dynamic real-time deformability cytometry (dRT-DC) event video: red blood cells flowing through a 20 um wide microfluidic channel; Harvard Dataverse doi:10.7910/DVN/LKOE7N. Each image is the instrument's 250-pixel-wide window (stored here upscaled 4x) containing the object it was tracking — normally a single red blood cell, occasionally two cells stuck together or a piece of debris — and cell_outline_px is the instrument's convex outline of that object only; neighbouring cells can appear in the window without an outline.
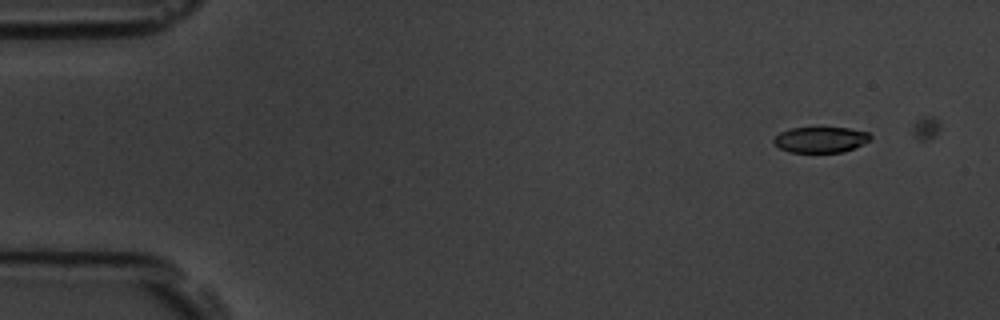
{"species": "common noctule bat (a hibernating species)", "species_latin": "Nyctalus noctula", "temperature_condition": "room temperature", "stored_images_in_passage": 8, "camera_frame_rate_fps": 3000, "um_per_image_px": 0.085, "animal": {"sex": "male", "body_mass_g": 19.5, "forearm_length_mm": 54.6}, "frame": {"image": 1, "passage_image": 1, "time_ms": 0.0, "image_size_px": [1000, 320], "cell_outline_px": [[872, 140], [864, 144], [844, 152], [788, 152], [780, 148], [772, 140], [780, 132], [792, 128], [848, 128], [868, 132], [872, 136]], "centroid_in_image_um": [69.8, 11.88], "position_along_channel_um": 15.2, "area_um2": 14.51}}
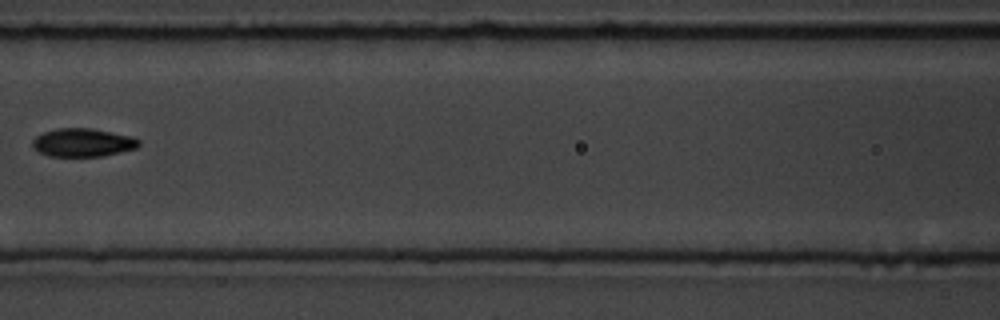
{"frame": {"image": 2, "passage_image": 7, "time_ms": 6.667, "image_size_px": [1000, 320], "cell_outline_px": [[140, 144], [136, 148], [104, 156], [48, 156], [40, 152], [32, 144], [32, 140], [36, 136], [44, 132], [56, 128], [92, 128], [132, 136], [140, 140]], "centroid_in_image_um": [7.06, 12.11], "position_along_channel_um": 159.5, "area_um2": 17.51}}
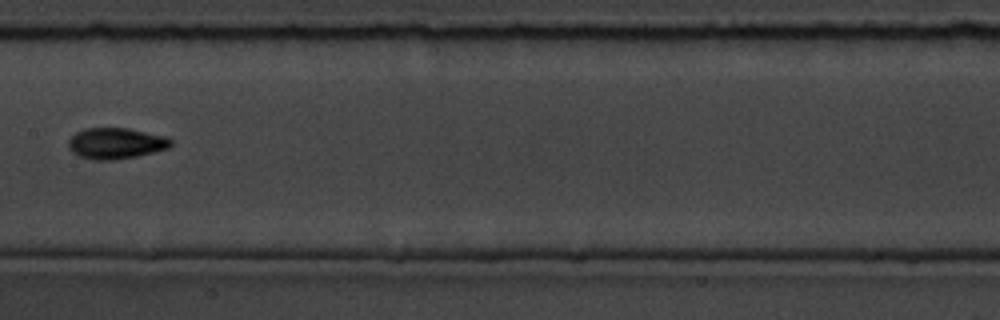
{"frame": {"image": 3, "passage_image": 8, "time_ms": 7.667, "image_size_px": [1000, 320], "cell_outline_px": [[172, 144], [168, 148], [136, 156], [112, 160], [92, 160], [80, 156], [72, 152], [68, 148], [68, 140], [76, 132], [84, 128], [128, 128], [164, 136], [172, 140]], "centroid_in_image_um": [9.81, 12.18], "position_along_channel_um": 197.6, "area_um2": 18.44}}